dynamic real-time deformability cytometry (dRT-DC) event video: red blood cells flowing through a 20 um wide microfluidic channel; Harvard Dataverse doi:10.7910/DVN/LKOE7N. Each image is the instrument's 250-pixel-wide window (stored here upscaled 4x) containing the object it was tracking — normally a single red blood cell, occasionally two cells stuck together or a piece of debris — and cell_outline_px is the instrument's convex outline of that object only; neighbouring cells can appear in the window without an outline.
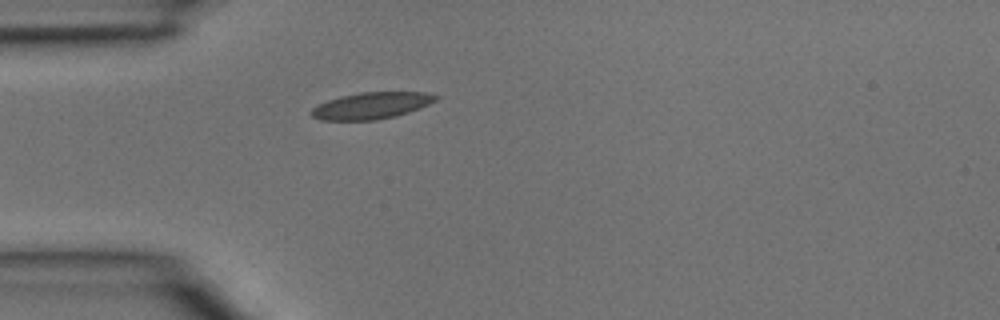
{"species": "common noctule bat (a hibernating species)", "species_latin": "Nyctalus noctula", "temperature_condition": "room temperature", "stored_images_in_passage": 1, "camera_frame_rate_fps": 3000, "um_per_image_px": 0.085, "animal": {"sex": "male", "body_mass_g": 15.6}, "frame": {"image": 1, "passage_image": 1, "time_ms": 0.0, "image_size_px": [1000, 320], "cell_outline_px": [[440, 96], [436, 100], [420, 108], [396, 116], [376, 120], [320, 120], [312, 116], [308, 112], [312, 108], [328, 100], [340, 96], [360, 92], [428, 92]], "centroid_in_image_um": [31.57, 8.97], "position_along_channel_um": 53.4, "area_um2": 19.36}}